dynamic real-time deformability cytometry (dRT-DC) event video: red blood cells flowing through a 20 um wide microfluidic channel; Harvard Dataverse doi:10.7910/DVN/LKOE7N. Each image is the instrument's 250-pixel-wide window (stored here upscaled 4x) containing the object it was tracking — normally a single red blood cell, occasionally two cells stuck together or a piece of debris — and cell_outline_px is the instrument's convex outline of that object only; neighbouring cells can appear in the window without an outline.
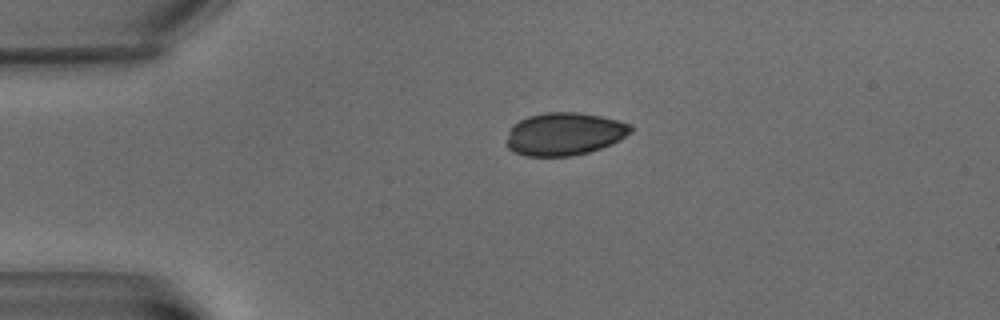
{"species": "common noctule bat (a hibernating species)", "species_latin": "Nyctalus noctula", "temperature_condition": "warm", "stored_images_in_passage": 5, "segment_of_instrument_passage": [2, 2], "camera_frame_rate_fps": 3000, "um_per_image_px": 0.085, "animal": {"sex": "male", "body_mass_g": 15.6}, "frame": {"image": 1, "passage_image": 5, "time_ms": 5.667, "image_size_px": [1000, 320], "cell_outline_px": [[632, 132], [620, 140], [612, 144], [588, 152], [572, 156], [524, 156], [512, 152], [504, 144], [508, 132], [512, 124], [528, 116], [544, 112], [580, 112], [600, 116], [632, 124]], "centroid_in_image_um": [47.93, 11.39], "position_along_channel_um": 37.1, "area_um2": 31.39}}